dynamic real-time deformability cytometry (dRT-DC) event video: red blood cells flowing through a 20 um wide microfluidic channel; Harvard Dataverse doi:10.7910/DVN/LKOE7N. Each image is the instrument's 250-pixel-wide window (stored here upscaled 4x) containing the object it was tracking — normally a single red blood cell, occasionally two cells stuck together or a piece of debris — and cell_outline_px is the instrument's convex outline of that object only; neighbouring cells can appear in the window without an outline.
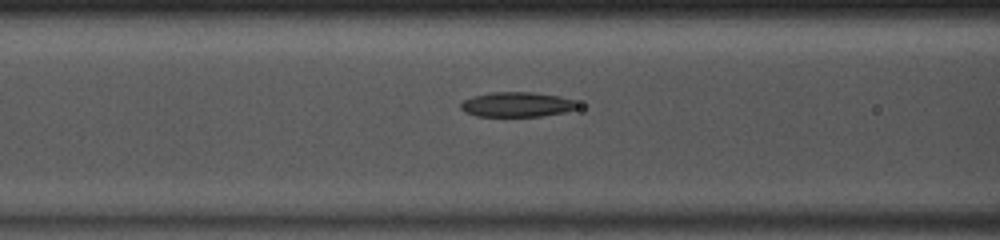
{"species": "common noctule bat (a hibernating species)", "species_latin": "Nyctalus noctula", "temperature_condition": "room temperature", "stored_images_in_passage": 38, "camera_frame_rate_fps": 3000, "um_per_image_px": 0.085, "animal": {"sex": "male", "body_mass_g": 13.0, "forearm_length_mm": 53.1}, "frame": {"image": 1, "passage_image": 9, "time_ms": 2.667, "image_size_px": [1000, 240], "cell_outline_px": [[580, 108], [564, 112], [540, 116], [476, 116], [464, 112], [460, 108], [460, 104], [464, 100], [472, 96], [492, 92], [532, 92], [560, 96], [572, 100], [580, 104]], "centroid_in_image_um": [43.94, 8.88], "position_along_channel_um": 122.7, "area_um2": 16.99}}
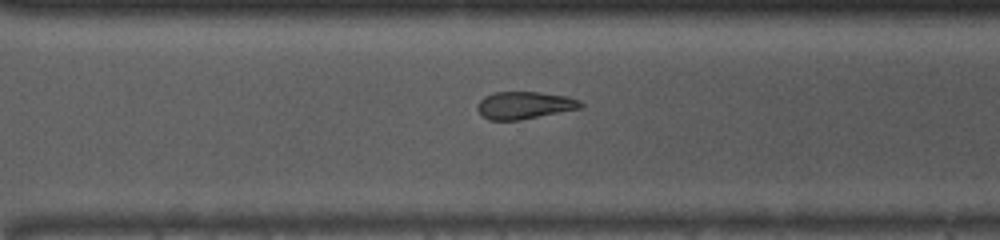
{"frame": {"image": 2, "passage_image": 24, "time_ms": 7.667, "image_size_px": [1000, 240], "cell_outline_px": [[584, 108], [520, 120], [488, 120], [476, 108], [480, 100], [484, 96], [496, 92], [536, 92], [564, 96], [580, 100], [584, 104]], "centroid_in_image_um": [44.61, 8.95], "position_along_channel_um": 326.0, "area_um2": 16.47}}
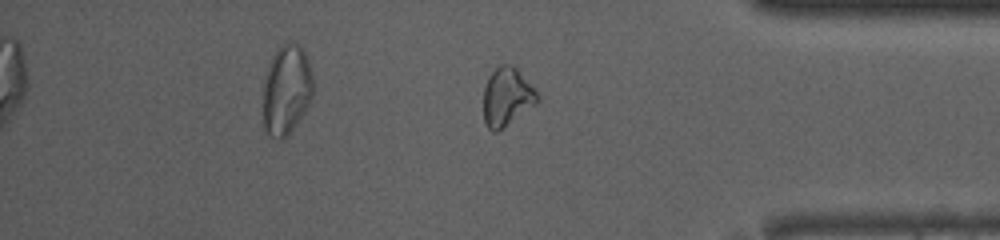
{"frame": {"image": 3, "passage_image": 30, "time_ms": 9.667, "image_size_px": [1000, 240], "cell_outline_px": [[540, 96], [536, 104], [504, 128], [496, 132], [492, 132], [484, 124], [484, 88], [488, 76], [500, 64], [508, 64], [516, 68], [536, 88]], "centroid_in_image_um": [43.1, 8.25], "position_along_channel_um": 392.1, "area_um2": 18.55}, "authors_computed_cell_mechanics": {"area_um2": 17.3689, "velocity_mm_per_s": 4.0769, "shape_relaxation_time_tau1_ms": 4.462, "shape_relaxation_time_tau2_ms": null, "deformation_change_tau1": 0.1225, "deformation_change_tau2": null}}